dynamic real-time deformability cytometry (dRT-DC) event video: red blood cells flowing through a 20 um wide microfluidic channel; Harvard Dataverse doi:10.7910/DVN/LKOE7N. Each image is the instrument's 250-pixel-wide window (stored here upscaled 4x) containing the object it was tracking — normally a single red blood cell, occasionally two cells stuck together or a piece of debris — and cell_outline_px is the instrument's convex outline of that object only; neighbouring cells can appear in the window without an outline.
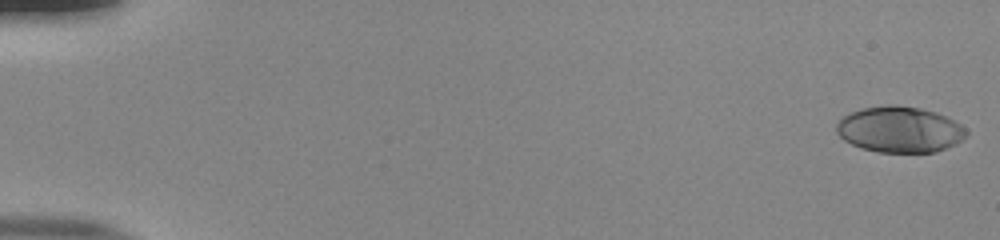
{"species": "human", "species_latin": "Homo sapiens", "temperature_condition": "room temperature", "stored_images_in_passage": 53, "camera_frame_rate_fps": 3000, "um_per_image_px": 0.085, "donor": {"sex": "male"}, "frame": {"image": 1, "passage_image": 1, "time_ms": 0.0, "image_size_px": [1000, 240], "cell_outline_px": [[968, 136], [956, 144], [936, 152], [876, 152], [860, 148], [844, 140], [836, 132], [836, 124], [848, 112], [864, 108], [888, 104], [896, 104], [920, 108], [936, 112], [960, 124], [968, 132]], "centroid_in_image_um": [76.46, 11.01], "position_along_channel_um": 8.5, "area_um2": 34.97}}
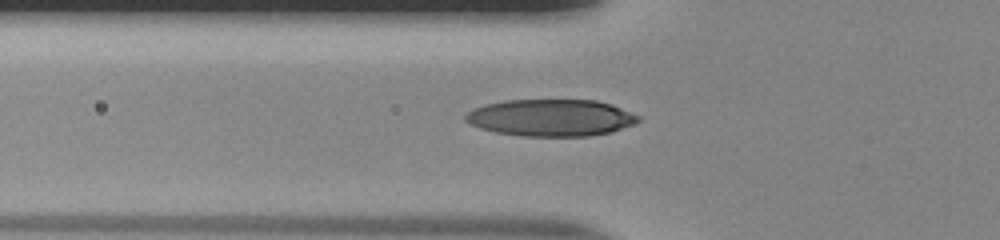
{"frame": {"image": 2, "passage_image": 20, "time_ms": 6.333, "image_size_px": [1000, 240], "cell_outline_px": [[640, 120], [636, 124], [612, 132], [588, 136], [520, 136], [496, 132], [480, 128], [464, 120], [464, 116], [468, 112], [484, 104], [504, 100], [596, 100], [612, 104], [640, 116]], "centroid_in_image_um": [46.86, 10.01], "position_along_channel_um": 78.9, "area_um2": 37.34}}
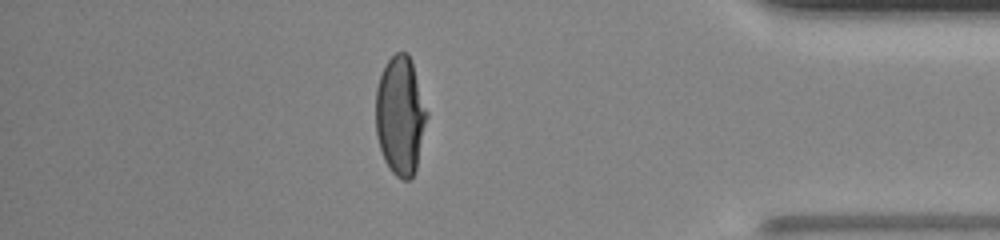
{"frame": {"image": 3, "passage_image": 47, "time_ms": 15.333, "image_size_px": [1000, 240], "cell_outline_px": [[428, 116], [416, 168], [412, 176], [408, 180], [404, 180], [396, 176], [392, 172], [384, 160], [376, 136], [376, 88], [380, 76], [388, 60], [396, 52], [408, 52], [412, 60], [428, 112]], "centroid_in_image_um": [34.03, 9.81], "position_along_channel_um": 401.2, "area_um2": 35.49}, "authors_computed_cell_mechanics": {"area_um2": 35.6048, "velocity_mm_per_s": 3.9017, "shape_relaxation_time_tau1_ms": 5.9963, "shape_relaxation_time_tau2_ms": 0.8781, "deformation_change_tau1": 0.2638, "deformation_change_tau2": 0.0534}}